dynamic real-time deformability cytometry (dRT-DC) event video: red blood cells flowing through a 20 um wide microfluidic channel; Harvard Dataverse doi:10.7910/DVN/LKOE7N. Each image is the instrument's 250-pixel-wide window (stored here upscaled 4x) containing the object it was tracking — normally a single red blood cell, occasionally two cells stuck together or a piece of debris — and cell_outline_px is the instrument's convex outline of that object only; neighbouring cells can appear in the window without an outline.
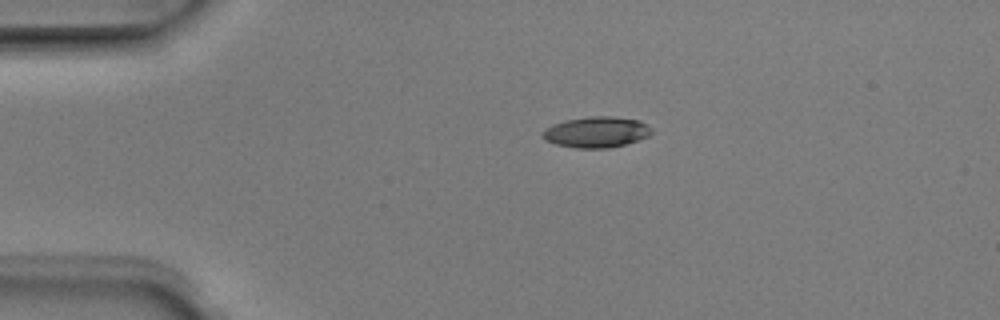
{"species": "Egyptian fruit bat (a non-hibernating species)", "species_latin": "Rousettus aegyptiacus", "temperature_condition": "room temperature", "stored_images_in_passage": 1, "camera_frame_rate_fps": 3000, "um_per_image_px": 0.085, "animal": {"sex": "male"}, "frame": {"image": 1, "passage_image": 1, "time_ms": 0.0, "image_size_px": [1000, 320], "cell_outline_px": [[652, 132], [648, 136], [624, 144], [608, 148], [576, 148], [556, 144], [544, 140], [540, 136], [552, 124], [564, 120], [588, 116], [612, 116], [640, 120], [652, 128]], "centroid_in_image_um": [50.68, 11.22], "position_along_channel_um": 34.3, "area_um2": 19.59}}